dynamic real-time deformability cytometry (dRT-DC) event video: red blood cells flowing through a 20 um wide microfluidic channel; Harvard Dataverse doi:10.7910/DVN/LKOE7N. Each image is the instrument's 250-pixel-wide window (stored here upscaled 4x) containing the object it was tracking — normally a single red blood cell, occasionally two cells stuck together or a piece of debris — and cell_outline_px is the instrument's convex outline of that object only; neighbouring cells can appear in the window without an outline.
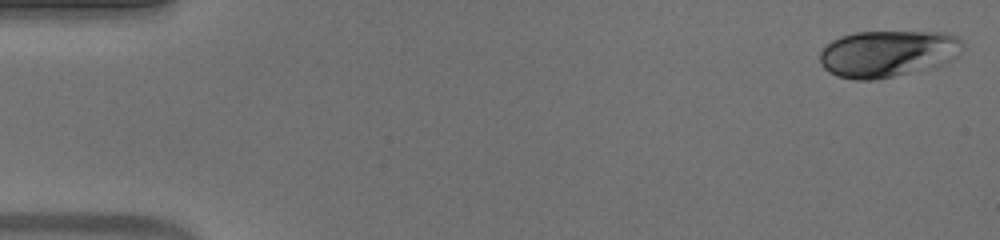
{"species": "human", "species_latin": "Homo sapiens", "temperature_condition": "warm", "stored_images_in_passage": 51, "camera_frame_rate_fps": 3000, "um_per_image_px": 0.085, "donor": {"sex": "male"}, "frame": {"image": 1, "passage_image": 1, "time_ms": 0.0, "image_size_px": [1000, 240], "cell_outline_px": [[964, 48], [952, 60], [944, 64], [928, 68], [876, 80], [856, 80], [836, 76], [828, 72], [820, 64], [820, 52], [832, 40], [840, 36], [856, 32], [944, 32], [956, 36], [964, 40]], "centroid_in_image_um": [75.47, 4.55], "position_along_channel_um": 9.5, "area_um2": 39.13}}
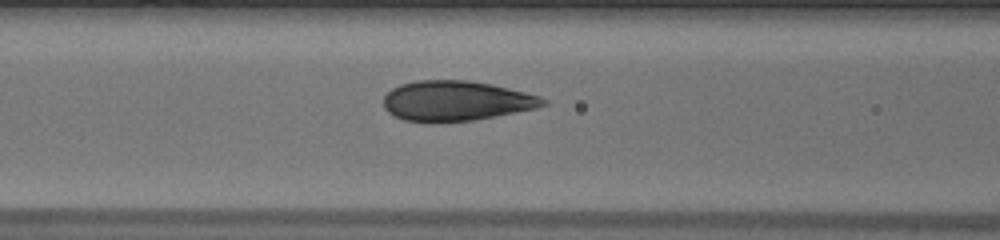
{"frame": {"image": 2, "passage_image": 21, "time_ms": 6.667, "image_size_px": [1000, 240], "cell_outline_px": [[548, 104], [536, 108], [496, 116], [472, 120], [432, 124], [428, 124], [404, 120], [388, 112], [384, 108], [384, 96], [392, 88], [400, 84], [416, 80], [468, 80], [492, 84], [540, 96], [548, 100]], "centroid_in_image_um": [38.74, 8.59], "position_along_channel_um": 127.9, "area_um2": 37.69}}
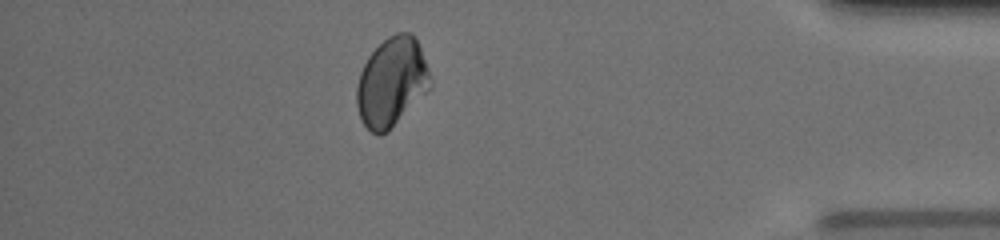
{"frame": {"image": 3, "passage_image": 45, "time_ms": 14.667, "image_size_px": [1000, 240], "cell_outline_px": [[432, 88], [388, 132], [380, 136], [372, 132], [360, 120], [356, 104], [356, 88], [360, 72], [368, 56], [388, 36], [396, 32], [412, 32], [420, 48], [428, 68], [432, 80]], "centroid_in_image_um": [33.3, 7.01], "position_along_channel_um": 401.9, "area_um2": 38.49}, "authors_computed_cell_mechanics": {"area_um2": 37.6856, "velocity_mm_per_s": 3.9304, "shape_relaxation_time_tau1_ms": 6.2607, "shape_relaxation_time_tau2_ms": null, "deformation_change_tau1": 0.1612, "deformation_change_tau2": null}}